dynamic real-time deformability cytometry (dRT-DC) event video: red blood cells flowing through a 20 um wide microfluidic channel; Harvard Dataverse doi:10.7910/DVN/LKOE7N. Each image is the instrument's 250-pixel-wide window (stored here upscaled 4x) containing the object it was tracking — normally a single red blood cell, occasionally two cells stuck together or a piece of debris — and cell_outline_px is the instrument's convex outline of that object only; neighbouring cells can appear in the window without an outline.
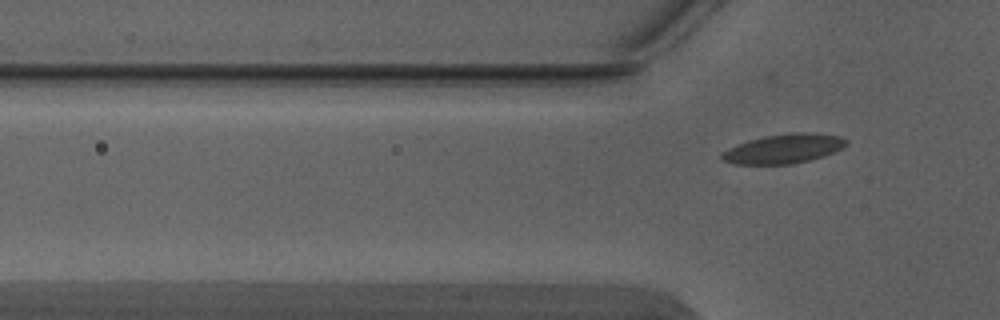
{"species": "Egyptian fruit bat (a non-hibernating species)", "species_latin": "Rousettus aegyptiacus", "temperature_condition": "warm", "stored_images_in_passage": 6, "segment_of_instrument_passage": [2, 2], "camera_frame_rate_fps": 3000, "um_per_image_px": 0.085, "animal": {"sex": "male"}, "frame": {"image": 1, "passage_image": 6, "time_ms": 1.667, "image_size_px": [1000, 320], "cell_outline_px": [[848, 144], [844, 148], [824, 156], [792, 164], [732, 164], [720, 160], [720, 152], [728, 148], [748, 140], [764, 136], [792, 132], [812, 132], [840, 136], [848, 140]], "centroid_in_image_um": [66.61, 12.64], "position_along_channel_um": 59.2, "area_um2": 21.62}}